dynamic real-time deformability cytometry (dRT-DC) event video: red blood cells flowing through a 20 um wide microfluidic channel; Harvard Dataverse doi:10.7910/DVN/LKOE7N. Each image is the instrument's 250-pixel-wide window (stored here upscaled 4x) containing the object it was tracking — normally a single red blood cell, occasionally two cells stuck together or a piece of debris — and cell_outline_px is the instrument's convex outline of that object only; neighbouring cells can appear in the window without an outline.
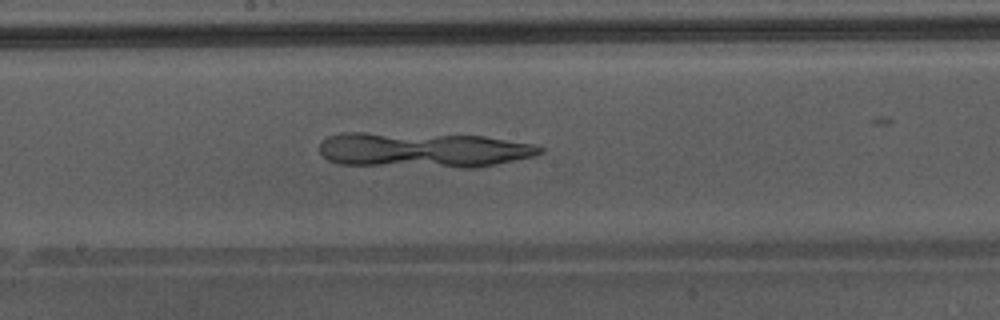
{"species": "Egyptian fruit bat (a non-hibernating species)", "species_latin": "Rousettus aegyptiacus", "temperature_condition": "warm", "stored_images_in_passage": 37, "camera_frame_rate_fps": 3000, "um_per_image_px": 0.085, "animal": {"sex": "male"}, "frame": {"image": 1, "passage_image": 21, "time_ms": 6.667, "image_size_px": [1000, 320], "cell_outline_px": [[544, 152], [536, 156], [476, 168], [460, 168], [340, 164], [328, 160], [320, 152], [320, 140], [328, 136], [344, 132], [364, 132], [484, 136], [536, 144], [544, 148]], "centroid_in_image_um": [36.01, 12.75], "position_along_channel_um": 212.2, "area_um2": 45.78}}